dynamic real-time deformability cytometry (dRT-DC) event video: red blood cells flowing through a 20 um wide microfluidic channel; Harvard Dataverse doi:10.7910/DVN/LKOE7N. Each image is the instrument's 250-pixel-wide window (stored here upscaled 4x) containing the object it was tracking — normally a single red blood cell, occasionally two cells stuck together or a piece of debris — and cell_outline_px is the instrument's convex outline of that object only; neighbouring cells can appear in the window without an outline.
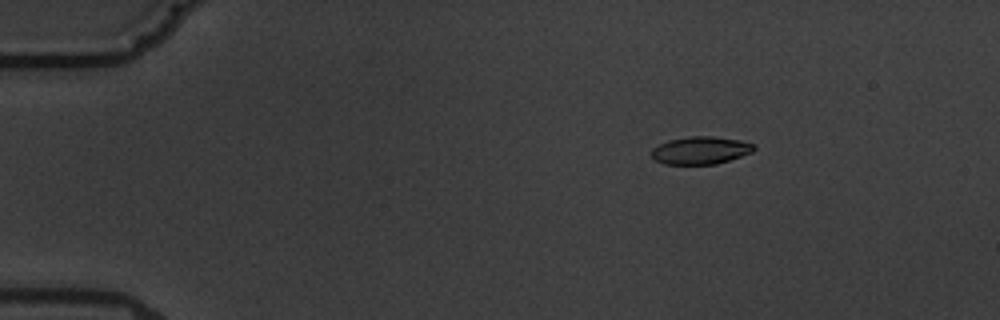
{"species": "common noctule bat (a hibernating species)", "species_latin": "Nyctalus noctula", "temperature_condition": "warm", "stored_images_in_passage": 6, "camera_frame_rate_fps": 3000, "um_per_image_px": 0.085, "animal": {"sex": "male", "body_mass_g": 19.5, "forearm_length_mm": 54.6}, "frame": {"image": 1, "passage_image": 6, "time_ms": 6.667, "image_size_px": [1000, 320], "cell_outline_px": [[756, 148], [752, 152], [716, 164], [664, 164], [656, 160], [652, 156], [652, 148], [668, 140], [688, 136], [712, 136], [740, 140], [756, 144]], "centroid_in_image_um": [59.56, 12.77], "position_along_channel_um": 25.4, "area_um2": 16.47}}